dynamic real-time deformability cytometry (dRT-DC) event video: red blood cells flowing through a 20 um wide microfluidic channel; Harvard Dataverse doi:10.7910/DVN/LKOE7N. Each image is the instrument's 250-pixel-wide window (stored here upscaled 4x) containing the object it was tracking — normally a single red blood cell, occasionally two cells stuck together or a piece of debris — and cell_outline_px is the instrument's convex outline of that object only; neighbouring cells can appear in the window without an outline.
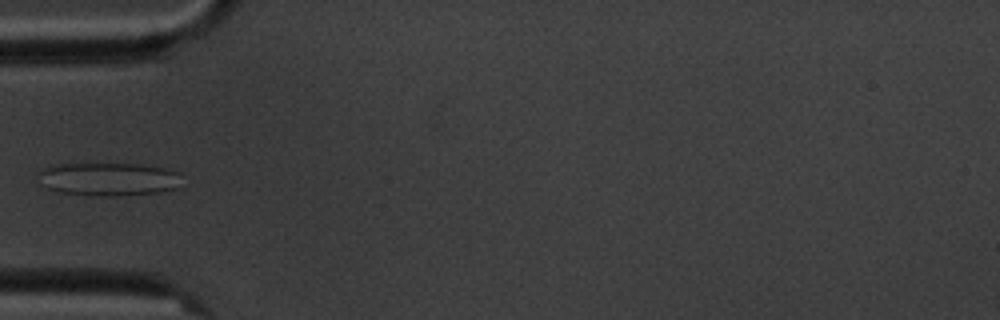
{"species": "common noctule bat (a hibernating species)", "species_latin": "Nyctalus noctula", "temperature_condition": "cold", "stored_images_in_passage": 13, "camera_frame_rate_fps": 3000, "um_per_image_px": 0.085, "animal": {"sex": "male", "body_mass_g": 20.1, "forearm_length_mm": 53.5}, "frame": {"image": 1, "passage_image": 3, "time_ms": 3.333, "image_size_px": [1000, 320], "cell_outline_px": [[180, 172], [176, 188], [160, 192], [112, 196], [96, 196], [60, 192], [48, 188], [40, 184], [36, 172], [40, 168], [52, 164], [140, 164], [164, 168]], "centroid_in_image_um": [9.13, 15.22], "position_along_channel_um": 75.9, "area_um2": 27.92}}
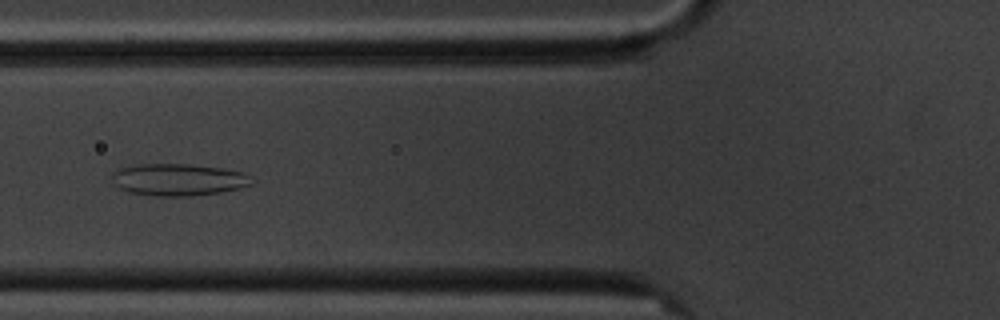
{"frame": {"image": 2, "passage_image": 4, "time_ms": 4.333, "image_size_px": [1000, 320], "cell_outline_px": [[252, 184], [240, 188], [220, 192], [192, 196], [156, 196], [128, 192], [120, 188], [116, 184], [112, 176], [112, 172], [120, 168], [136, 164], [188, 164], [224, 168], [244, 172], [248, 176]], "centroid_in_image_um": [15.15, 15.27], "position_along_channel_um": 110.6, "area_um2": 26.01}}
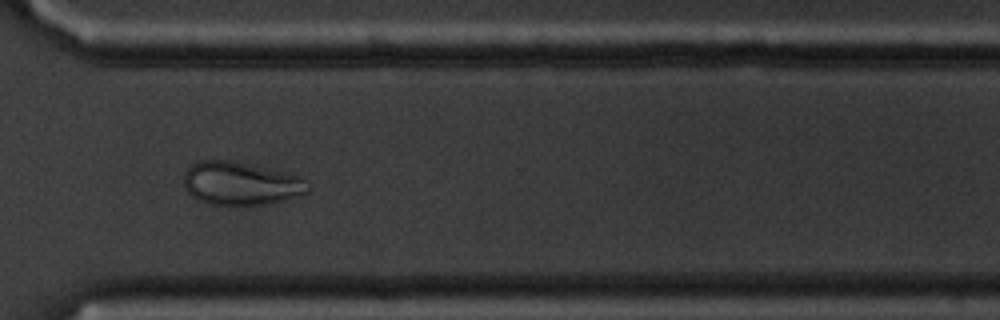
{"frame": {"image": 3, "passage_image": 10, "time_ms": 11.333, "image_size_px": [1000, 320], "cell_outline_px": [[312, 188], [308, 192], [284, 200], [264, 204], [208, 204], [192, 196], [184, 188], [184, 172], [196, 160], [228, 160], [300, 176], [308, 180], [312, 184]], "centroid_in_image_um": [20.48, 15.59], "position_along_channel_um": 350.1, "area_um2": 31.1}, "authors_computed_cell_mechanics": {"area_um2": 27.9174, "velocity_mm_per_s": 3.424, "shape_relaxation_time_tau1_ms": null, "shape_relaxation_time_tau2_ms": 1.5726, "deformation_change_tau1": null, "deformation_change_tau2": 0.0717}}